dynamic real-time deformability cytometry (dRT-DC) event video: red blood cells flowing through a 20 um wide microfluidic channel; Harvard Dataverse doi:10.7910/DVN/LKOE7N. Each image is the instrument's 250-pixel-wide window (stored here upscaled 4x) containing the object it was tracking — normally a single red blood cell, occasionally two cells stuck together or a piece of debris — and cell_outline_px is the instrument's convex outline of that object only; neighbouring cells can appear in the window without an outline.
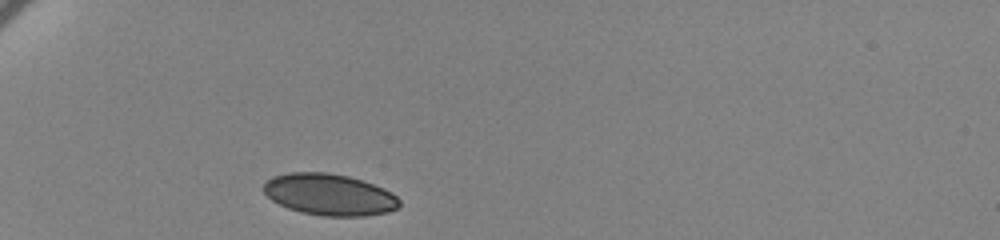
{"species": "human", "species_latin": "Homo sapiens", "temperature_condition": "cold", "stored_images_in_passage": 36, "camera_frame_rate_fps": 3000, "um_per_image_px": 0.085, "donor": {"sex": "female"}, "frame": {"image": 1, "passage_image": 1, "time_ms": 0.0, "image_size_px": [1000, 240], "cell_outline_px": [[400, 204], [396, 208], [388, 212], [364, 216], [324, 216], [300, 212], [288, 208], [272, 200], [264, 192], [264, 184], [272, 176], [288, 172], [328, 172], [348, 176], [384, 188], [392, 192], [400, 200]], "centroid_in_image_um": [28.0, 16.54], "position_along_channel_um": 57.0, "area_um2": 32.83}}
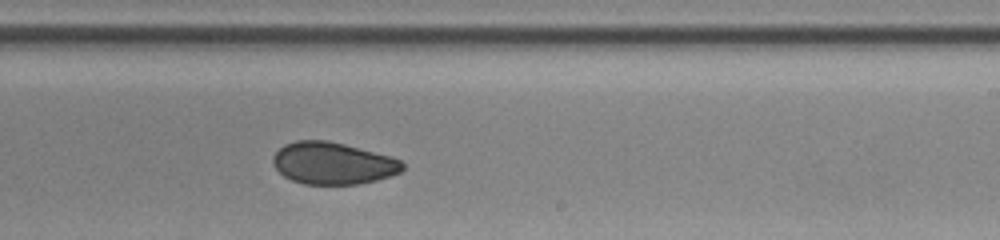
{"frame": {"image": 2, "passage_image": 21, "time_ms": 6.667, "image_size_px": [1000, 240], "cell_outline_px": [[404, 168], [400, 172], [376, 180], [360, 184], [304, 184], [292, 180], [284, 176], [272, 164], [272, 156], [284, 144], [296, 140], [328, 140], [392, 156], [400, 160], [404, 164]], "centroid_in_image_um": [28.28, 13.87], "position_along_channel_um": 260.7, "area_um2": 31.79}}
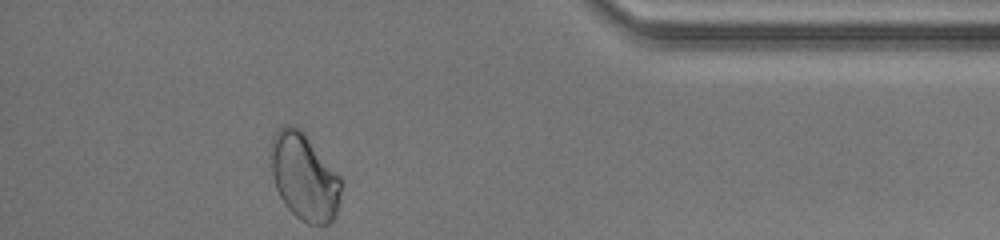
{"frame": {"image": 3, "passage_image": 36, "time_ms": 11.667, "image_size_px": [1000, 240], "cell_outline_px": [[344, 180], [336, 216], [328, 224], [308, 224], [300, 220], [284, 204], [276, 188], [272, 176], [268, 152], [268, 148], [272, 136], [284, 124], [288, 124], [300, 128], [304, 132]], "centroid_in_image_um": [25.85, 15.01], "position_along_channel_um": 409.3, "area_um2": 36.47}, "authors_computed_cell_mechanics": {"area_um2": 33.0327, "velocity_mm_per_s": 3.4359, "shape_relaxation_time_tau1_ms": null, "shape_relaxation_time_tau2_ms": 2.6442, "deformation_change_tau1": null, "deformation_change_tau2": 0.0552}}